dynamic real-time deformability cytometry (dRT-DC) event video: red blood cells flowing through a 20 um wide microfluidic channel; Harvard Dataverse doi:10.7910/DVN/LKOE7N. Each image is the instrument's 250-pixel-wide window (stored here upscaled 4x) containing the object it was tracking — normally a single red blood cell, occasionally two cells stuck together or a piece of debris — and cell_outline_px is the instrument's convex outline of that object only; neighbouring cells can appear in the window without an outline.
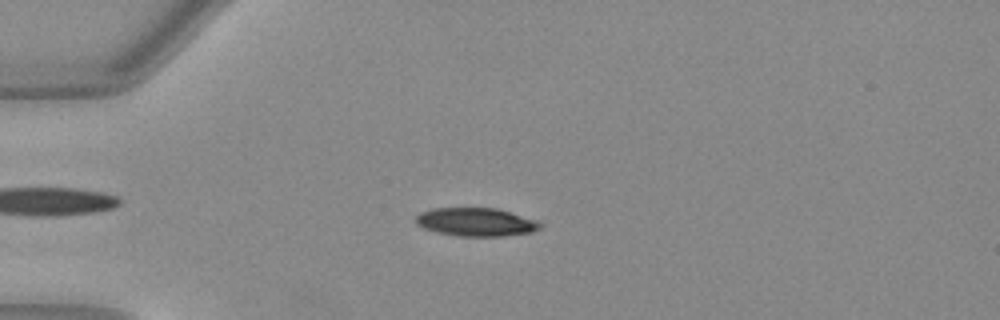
{"species": "Egyptian fruit bat (a non-hibernating species)", "species_latin": "Rousettus aegyptiacus", "temperature_condition": "warm", "stored_images_in_passage": 51, "camera_frame_rate_fps": 3000, "um_per_image_px": 0.085, "animal": {"sex": "female"}, "frame": {"image": 1, "passage_image": 13, "time_ms": 4.0, "image_size_px": [1000, 320], "cell_outline_px": [[544, 224], [540, 228], [532, 232], [504, 236], [460, 236], [436, 232], [424, 228], [416, 224], [416, 216], [420, 212], [432, 208], [496, 208], [540, 220]], "centroid_in_image_um": [40.5, 18.87], "position_along_channel_um": 44.5, "area_um2": 20.75}}
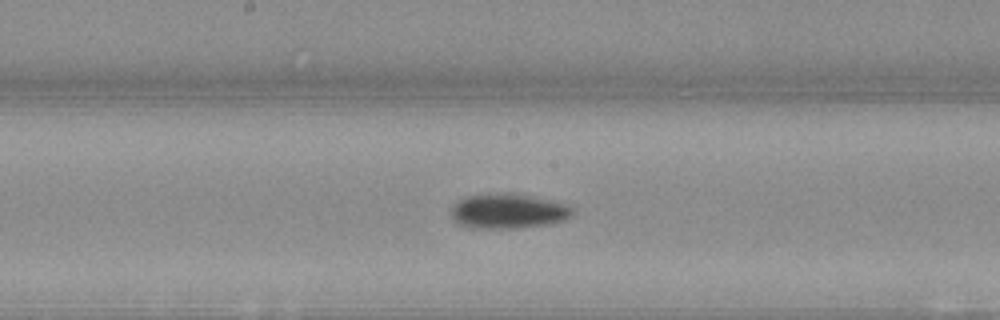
{"frame": {"image": 2, "passage_image": 27, "time_ms": 8.667, "image_size_px": [1000, 320], "cell_outline_px": [[572, 216], [564, 220], [540, 224], [512, 228], [496, 228], [464, 224], [456, 220], [452, 216], [452, 208], [460, 200], [468, 196], [488, 192], [508, 192], [568, 204], [572, 208]], "centroid_in_image_um": [43.23, 17.9], "position_along_channel_um": 205.0, "area_um2": 23.76}}
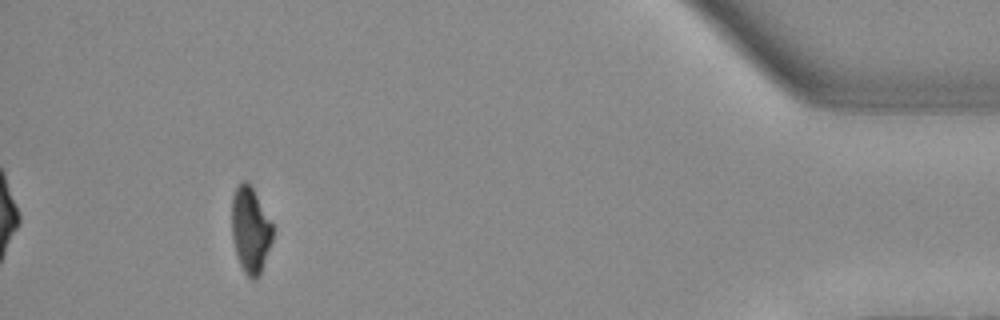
{"frame": {"image": 3, "passage_image": 47, "time_ms": 15.333, "image_size_px": [1000, 320], "cell_outline_px": [[272, 240], [260, 272], [252, 280], [244, 272], [240, 264], [236, 252], [232, 236], [232, 196], [236, 188], [244, 180], [252, 188], [272, 224]], "centroid_in_image_um": [21.26, 19.54], "position_along_channel_um": 413.9, "area_um2": 19.77}, "authors_computed_cell_mechanics": {"area_um2": 21.6172, "velocity_mm_per_s": 4.022, "shape_relaxation_time_tau1_ms": 4.7855, "shape_relaxation_time_tau2_ms": null, "deformation_change_tau1": 0.1763, "deformation_change_tau2": null}}